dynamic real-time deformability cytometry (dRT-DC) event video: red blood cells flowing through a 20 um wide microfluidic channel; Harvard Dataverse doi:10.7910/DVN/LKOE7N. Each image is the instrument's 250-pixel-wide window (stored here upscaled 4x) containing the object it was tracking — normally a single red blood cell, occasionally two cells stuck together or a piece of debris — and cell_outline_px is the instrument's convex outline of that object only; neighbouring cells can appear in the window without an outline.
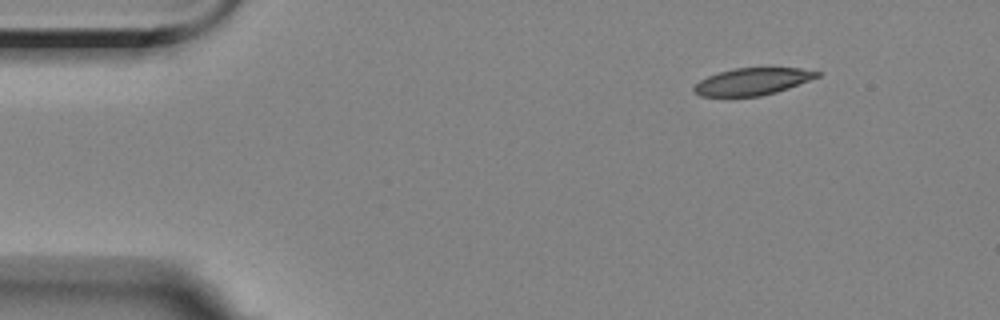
{"species": "Egyptian fruit bat (a non-hibernating species)", "species_latin": "Rousettus aegyptiacus", "temperature_condition": "room temperature", "stored_images_in_passage": 9, "camera_frame_rate_fps": 3000, "um_per_image_px": 0.085, "animal": {"sex": "female"}, "frame": {"image": 1, "passage_image": 1, "time_ms": 0.0, "image_size_px": [1000, 320], "cell_outline_px": [[820, 76], [788, 88], [776, 92], [760, 96], [700, 96], [692, 88], [700, 80], [708, 76], [732, 68], [800, 68], [820, 72]], "centroid_in_image_um": [63.96, 6.92], "position_along_channel_um": 21.0, "area_um2": 19.19}}
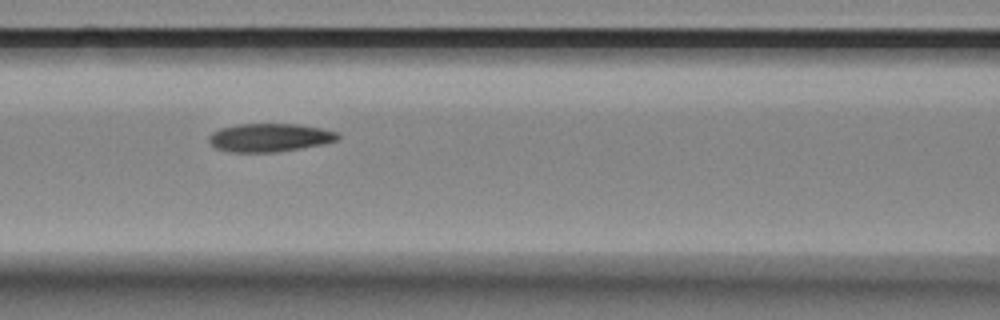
{"frame": {"image": 2, "passage_image": 6, "time_ms": 5.667, "image_size_px": [1000, 320], "cell_outline_px": [[340, 140], [324, 144], [276, 152], [228, 152], [216, 148], [208, 140], [208, 136], [212, 132], [220, 128], [236, 124], [296, 124], [320, 128], [336, 132], [340, 136]], "centroid_in_image_um": [22.91, 11.69], "position_along_channel_um": 143.7, "area_um2": 21.33}}
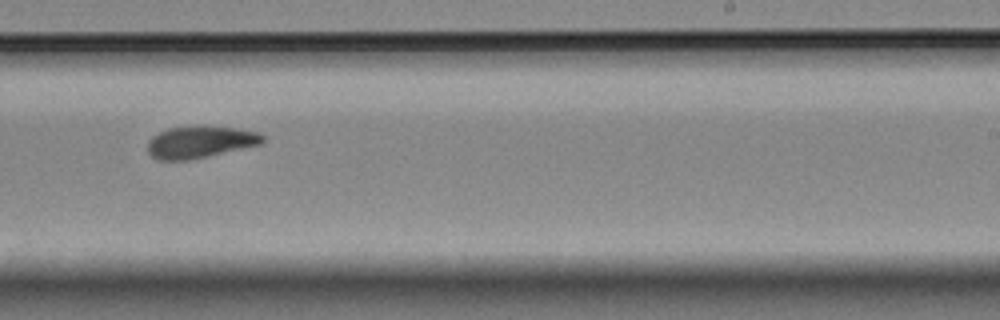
{"frame": {"image": 3, "passage_image": 9, "time_ms": 9.333, "image_size_px": [1000, 320], "cell_outline_px": [[264, 144], [188, 160], [160, 160], [152, 156], [148, 152], [148, 140], [152, 136], [168, 128], [236, 128], [256, 132], [264, 136]], "centroid_in_image_um": [17.02, 12.11], "position_along_channel_um": 272.0, "area_um2": 20.75}}